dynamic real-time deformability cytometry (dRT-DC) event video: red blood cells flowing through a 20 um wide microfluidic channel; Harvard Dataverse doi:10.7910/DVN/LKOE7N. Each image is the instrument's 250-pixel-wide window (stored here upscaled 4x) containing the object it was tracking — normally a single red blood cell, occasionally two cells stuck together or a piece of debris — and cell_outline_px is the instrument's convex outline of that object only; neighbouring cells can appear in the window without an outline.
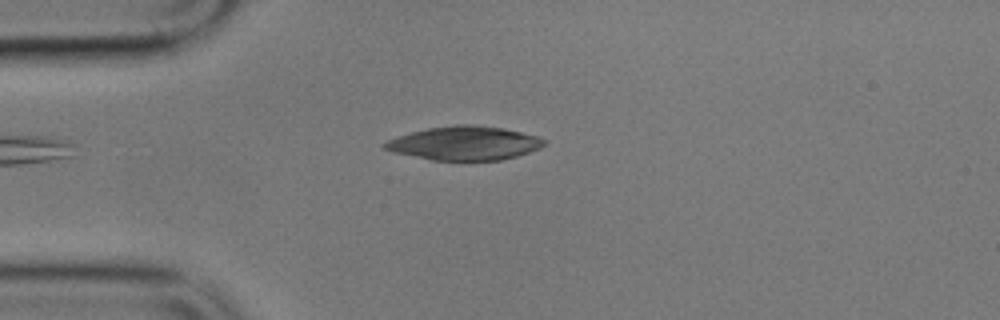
{"species": "common noctule bat (a hibernating species)", "species_latin": "Nyctalus noctula", "temperature_condition": "cold", "stored_images_in_passage": 5, "camera_frame_rate_fps": 3000, "um_per_image_px": 0.085, "animal": {"sex": "male", "body_mass_g": 17.9}, "frame": {"image": 1, "passage_image": 5, "time_ms": 4.667, "image_size_px": [1000, 320], "cell_outline_px": [[548, 144], [540, 148], [516, 156], [500, 160], [432, 160], [396, 152], [384, 148], [380, 144], [388, 140], [412, 132], [428, 128], [456, 124], [472, 124], [504, 128], [540, 136]], "centroid_in_image_um": [39.54, 12.16], "position_along_channel_um": 45.5, "area_um2": 31.27}}